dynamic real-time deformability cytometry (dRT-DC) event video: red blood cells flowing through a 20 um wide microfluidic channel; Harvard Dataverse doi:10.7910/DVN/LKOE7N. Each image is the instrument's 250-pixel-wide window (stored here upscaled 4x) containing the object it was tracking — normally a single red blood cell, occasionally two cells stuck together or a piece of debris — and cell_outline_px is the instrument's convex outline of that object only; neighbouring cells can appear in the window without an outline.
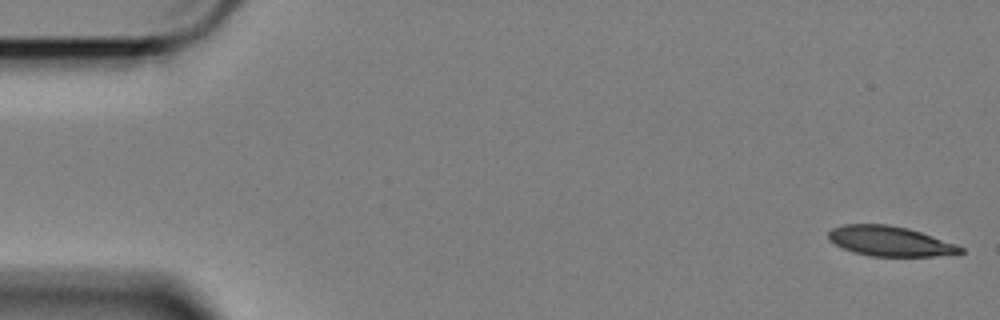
{"species": "Egyptian fruit bat (a non-hibernating species)", "species_latin": "Rousettus aegyptiacus", "temperature_condition": "cold", "stored_images_in_passage": 58, "camera_frame_rate_fps": 3000, "um_per_image_px": 0.085, "animal": {"sex": "female"}, "frame": {"image": 1, "passage_image": 1, "time_ms": 0.0, "image_size_px": [1000, 320], "cell_outline_px": [[964, 252], [956, 256], [872, 256], [852, 252], [828, 240], [828, 232], [832, 228], [844, 224], [888, 224], [908, 228], [956, 244], [964, 248]], "centroid_in_image_um": [75.69, 20.51], "position_along_channel_um": 9.3, "area_um2": 23.24}}
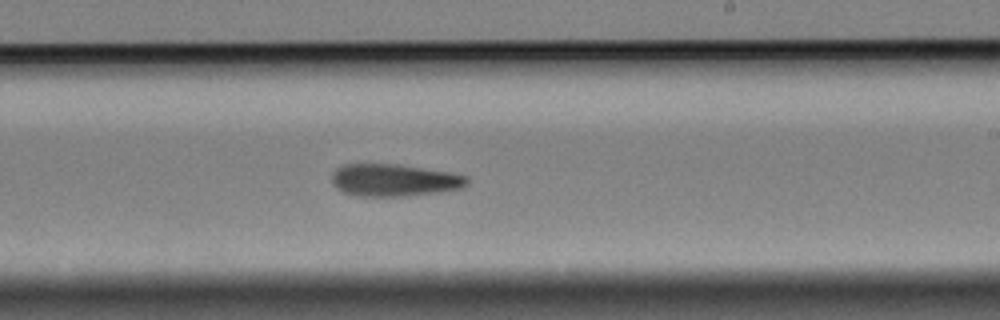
{"frame": {"image": 2, "passage_image": 34, "time_ms": 11.0, "image_size_px": [1000, 320], "cell_outline_px": [[468, 184], [464, 188], [440, 192], [404, 196], [352, 196], [336, 188], [332, 184], [332, 172], [336, 168], [344, 164], [396, 164], [452, 172], [468, 176]], "centroid_in_image_um": [33.51, 15.32], "position_along_channel_um": 255.5, "area_um2": 25.78}}
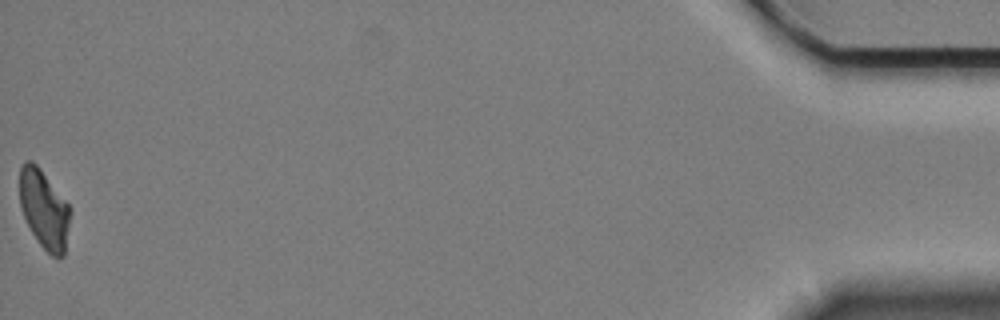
{"frame": {"image": 3, "passage_image": 58, "time_ms": 19.0, "image_size_px": [1000, 320], "cell_outline_px": [[72, 212], [64, 256], [60, 260], [52, 256], [40, 244], [32, 232], [20, 208], [20, 168], [24, 160], [32, 160], [40, 168], [68, 204]], "centroid_in_image_um": [3.77, 17.8], "position_along_channel_um": 431.4, "area_um2": 23.29}, "authors_computed_cell_mechanics": {"area_um2": 25.3453, "velocity_mm_per_s": 3.4003, "shape_relaxation_time_tau1_ms": 6.6885, "shape_relaxation_time_tau2_ms": null, "deformation_change_tau1": 0.1493, "deformation_change_tau2": null}}